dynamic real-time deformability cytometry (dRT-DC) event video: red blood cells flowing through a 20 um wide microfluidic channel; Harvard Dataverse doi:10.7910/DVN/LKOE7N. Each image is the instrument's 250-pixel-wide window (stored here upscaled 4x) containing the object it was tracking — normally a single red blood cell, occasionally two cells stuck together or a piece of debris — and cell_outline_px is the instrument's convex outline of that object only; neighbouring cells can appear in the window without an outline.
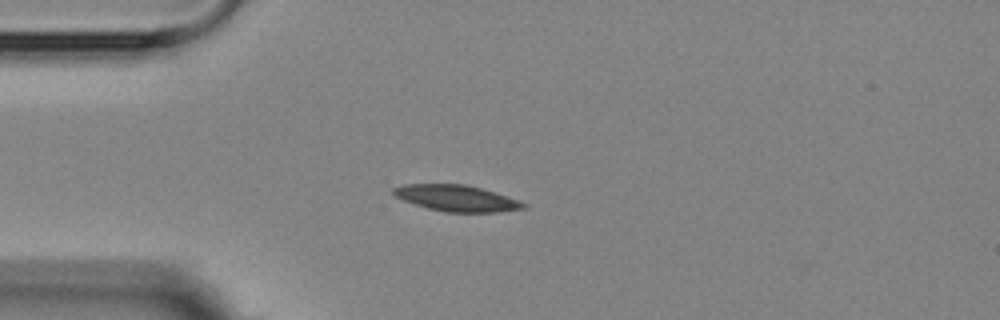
{"species": "Egyptian fruit bat (a non-hibernating species)", "species_latin": "Rousettus aegyptiacus", "temperature_condition": "room temperature", "stored_images_in_passage": 3, "camera_frame_rate_fps": 3000, "um_per_image_px": 0.085, "animal": {"sex": "female"}, "frame": {"image": 1, "passage_image": 3, "time_ms": 2.333, "image_size_px": [1000, 320], "cell_outline_px": [[528, 208], [496, 212], [444, 212], [428, 208], [404, 200], [396, 196], [392, 192], [392, 188], [404, 184], [468, 184], [520, 200], [528, 204]], "centroid_in_image_um": [38.85, 16.84], "position_along_channel_um": 46.1, "area_um2": 19.88}}